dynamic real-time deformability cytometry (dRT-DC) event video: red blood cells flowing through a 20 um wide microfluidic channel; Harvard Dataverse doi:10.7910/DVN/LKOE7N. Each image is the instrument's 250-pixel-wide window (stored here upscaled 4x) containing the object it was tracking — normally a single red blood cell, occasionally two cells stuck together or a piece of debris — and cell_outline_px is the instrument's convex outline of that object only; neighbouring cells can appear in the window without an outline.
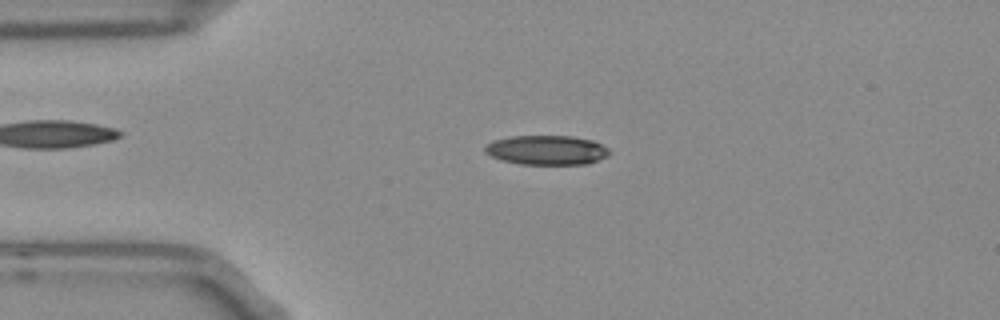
{"species": "Egyptian fruit bat (a non-hibernating species)", "species_latin": "Rousettus aegyptiacus", "temperature_condition": "room temperature", "stored_images_in_passage": 53, "camera_frame_rate_fps": 3000, "um_per_image_px": 0.085, "frame": {"image": 1, "passage_image": 11, "time_ms": 3.333, "image_size_px": [1000, 320], "cell_outline_px": [[612, 152], [608, 156], [588, 164], [520, 164], [500, 160], [484, 152], [484, 148], [492, 140], [512, 136], [572, 136], [592, 140], [608, 148]], "centroid_in_image_um": [46.47, 12.76], "position_along_channel_um": 38.5, "area_um2": 21.44}}
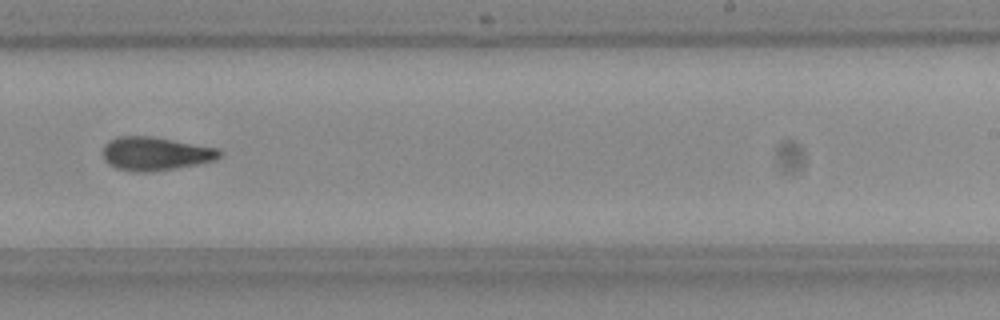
{"frame": {"image": 2, "passage_image": 32, "time_ms": 10.333, "image_size_px": [1000, 320], "cell_outline_px": [[224, 152], [216, 160], [176, 168], [152, 172], [132, 172], [116, 168], [108, 164], [104, 160], [104, 144], [108, 140], [120, 136], [148, 136], [172, 140], [216, 148]], "centroid_in_image_um": [13.18, 13.07], "position_along_channel_um": 275.8, "area_um2": 22.72}}
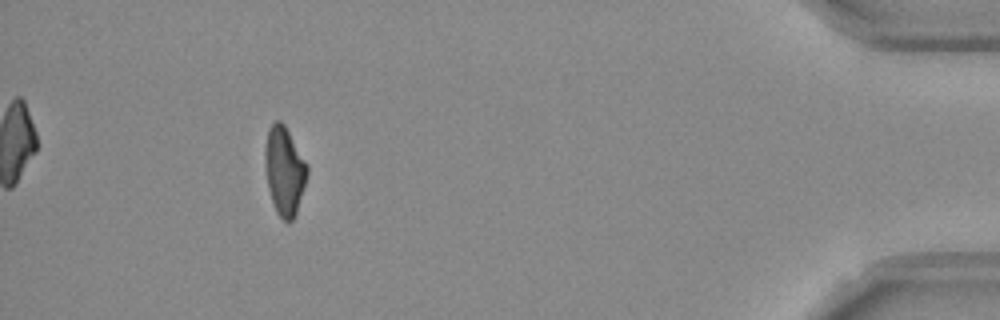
{"frame": {"image": 3, "passage_image": 48, "time_ms": 15.667, "image_size_px": [1000, 320], "cell_outline_px": [[308, 172], [296, 212], [292, 220], [288, 224], [276, 212], [268, 188], [264, 164], [264, 148], [268, 128], [276, 120], [280, 120], [284, 124], [308, 164]], "centroid_in_image_um": [24.15, 14.49], "position_along_channel_um": 411.0, "area_um2": 21.73}, "authors_computed_cell_mechanics": {"area_um2": 21.8484, "velocity_mm_per_s": 3.7545, "shape_relaxation_time_tau1_ms": null, "shape_relaxation_time_tau2_ms": 7.3676, "deformation_change_tau1": null, "deformation_change_tau2": 0.1683}}